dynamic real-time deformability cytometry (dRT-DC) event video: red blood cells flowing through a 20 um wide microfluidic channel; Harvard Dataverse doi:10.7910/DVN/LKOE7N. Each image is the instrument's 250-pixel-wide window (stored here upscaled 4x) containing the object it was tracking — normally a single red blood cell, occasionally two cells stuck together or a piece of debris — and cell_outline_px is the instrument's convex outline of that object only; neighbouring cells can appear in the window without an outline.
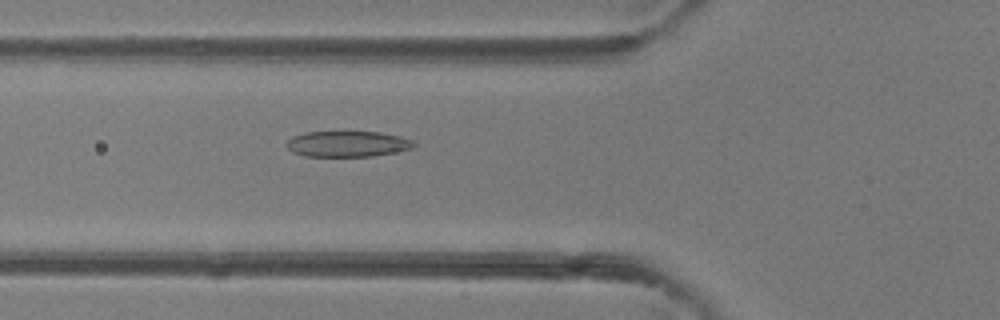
{"species": "common noctule bat (a hibernating species)", "species_latin": "Nyctalus noctula", "temperature_condition": "room temperature", "stored_images_in_passage": 48, "camera_frame_rate_fps": 3000, "um_per_image_px": 0.085, "animal": {"sex": "female"}, "frame": {"image": 1, "passage_image": 18, "time_ms": 5.667, "image_size_px": [1000, 320], "cell_outline_px": [[416, 144], [412, 148], [372, 156], [304, 156], [292, 152], [284, 144], [292, 136], [304, 132], [344, 128], [348, 128], [380, 132], [400, 136], [412, 140]], "centroid_in_image_um": [29.47, 12.16], "position_along_channel_um": 96.3, "area_um2": 20.23}}
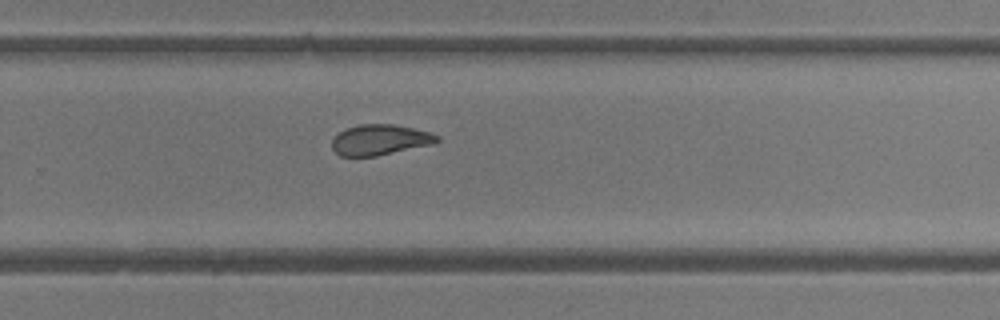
{"frame": {"image": 2, "passage_image": 32, "time_ms": 10.333, "image_size_px": [1000, 320], "cell_outline_px": [[440, 140], [432, 144], [376, 156], [340, 156], [332, 148], [332, 140], [340, 132], [348, 128], [360, 124], [392, 124], [412, 128], [428, 132], [440, 136]], "centroid_in_image_um": [32.3, 11.89], "position_along_channel_um": 297.5, "area_um2": 18.44}}
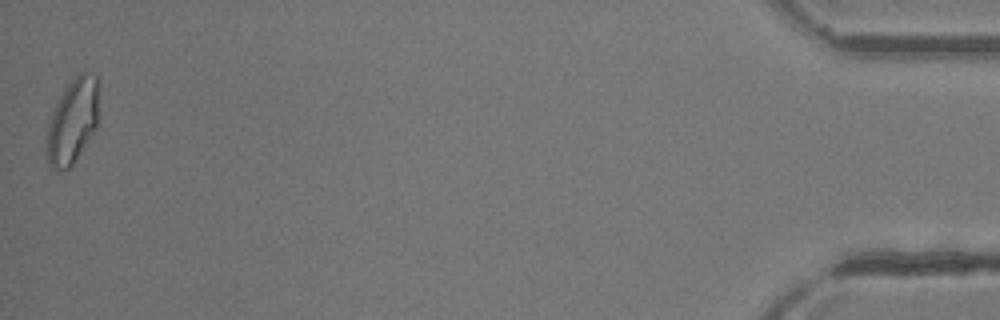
{"frame": {"image": 3, "passage_image": 48, "time_ms": 15.667, "image_size_px": [1000, 320], "cell_outline_px": [[96, 128], [72, 164], [68, 168], [52, 168], [48, 164], [48, 124], [56, 104], [64, 88], [80, 72], [88, 72], [96, 76]], "centroid_in_image_um": [6.15, 10.27], "position_along_channel_um": 429.0, "area_um2": 24.51}, "authors_computed_cell_mechanics": {"area_um2": 20.9236, "velocity_mm_per_s": 4.307, "shape_relaxation_time_tau1_ms": null, "shape_relaxation_time_tau2_ms": 1.6495, "deformation_change_tau1": null, "deformation_change_tau2": 0.0744}}